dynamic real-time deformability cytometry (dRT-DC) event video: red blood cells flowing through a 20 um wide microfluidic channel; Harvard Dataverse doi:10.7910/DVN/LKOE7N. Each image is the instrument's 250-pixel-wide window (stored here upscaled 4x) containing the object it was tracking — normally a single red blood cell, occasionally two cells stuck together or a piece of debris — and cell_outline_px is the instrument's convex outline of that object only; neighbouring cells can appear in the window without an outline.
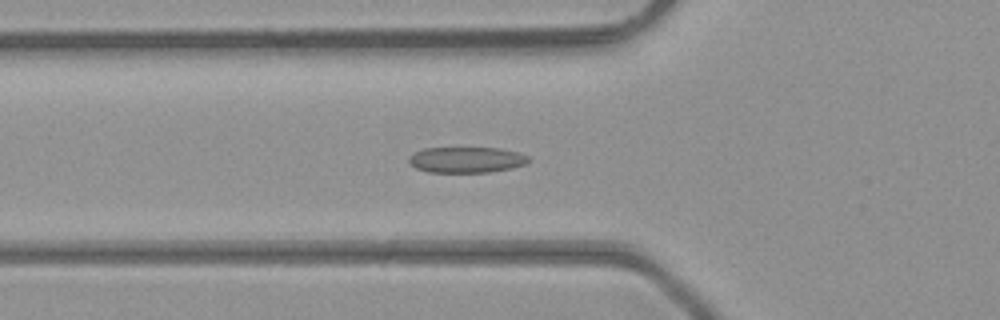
{"species": "common noctule bat (a hibernating species)", "species_latin": "Nyctalus noctula", "temperature_condition": "room temperature", "stored_images_in_passage": 47, "camera_frame_rate_fps": 3000, "um_per_image_px": 0.085, "animal": {"sex": "male", "body_mass_g": 23.1, "forearm_length_mm": 52.7}, "frame": {"image": 1, "passage_image": 17, "time_ms": 5.333, "image_size_px": [1000, 320], "cell_outline_px": [[532, 160], [524, 164], [512, 168], [488, 172], [428, 172], [416, 168], [408, 160], [416, 152], [424, 148], [500, 148], [520, 152], [528, 156]], "centroid_in_image_um": [39.71, 13.58], "position_along_channel_um": 86.1, "area_um2": 17.92}}
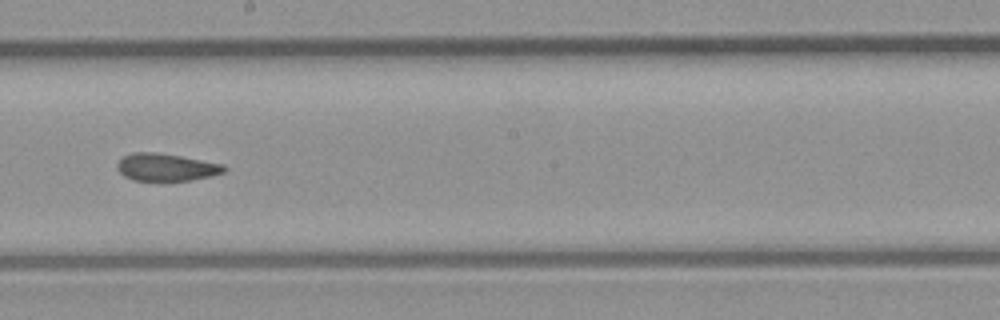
{"frame": {"image": 2, "passage_image": 27, "time_ms": 8.667, "image_size_px": [1000, 320], "cell_outline_px": [[228, 168], [224, 172], [212, 176], [192, 180], [168, 184], [132, 180], [124, 176], [116, 168], [116, 164], [124, 156], [132, 152], [156, 152], [180, 156], [224, 164]], "centroid_in_image_um": [14.12, 14.27], "position_along_channel_um": 234.1, "area_um2": 17.98}}
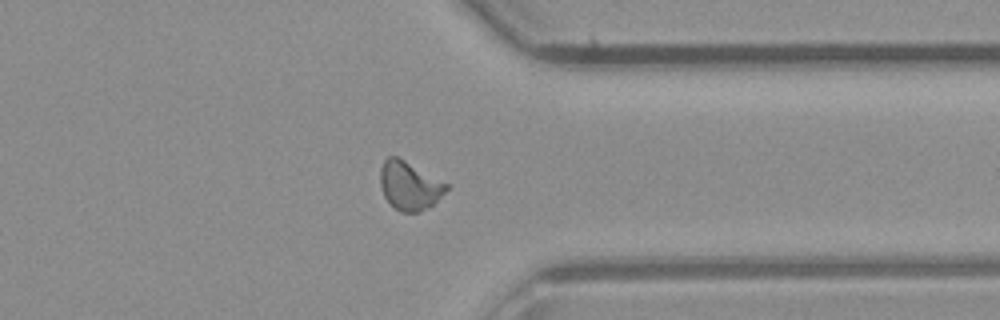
{"frame": {"image": 3, "passage_image": 37, "time_ms": 12.0, "image_size_px": [1000, 320], "cell_outline_px": [[448, 188], [432, 204], [420, 212], [400, 212], [384, 196], [380, 184], [380, 168], [384, 160], [388, 156], [396, 156], [404, 160], [448, 184]], "centroid_in_image_um": [34.77, 15.77], "position_along_channel_um": 376.6, "area_um2": 18.26}, "authors_computed_cell_mechanics": {"area_um2": 18.0914, "velocity_mm_per_s": 4.404, "shape_relaxation_time_tau1_ms": 10.1845, "shape_relaxation_time_tau2_ms": 1.2441, "deformation_change_tau1": 0.2178, "deformation_change_tau2": 0.0706}}